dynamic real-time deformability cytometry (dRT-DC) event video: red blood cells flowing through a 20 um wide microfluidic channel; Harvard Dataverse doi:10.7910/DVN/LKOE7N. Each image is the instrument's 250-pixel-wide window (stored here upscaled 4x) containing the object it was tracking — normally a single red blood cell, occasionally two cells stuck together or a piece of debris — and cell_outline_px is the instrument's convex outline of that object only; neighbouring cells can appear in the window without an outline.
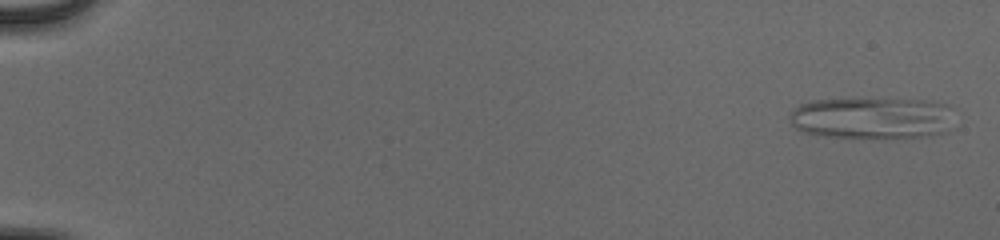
{"species": "human", "species_latin": "Homo sapiens", "temperature_condition": "cold", "stored_images_in_passage": 53, "camera_frame_rate_fps": 3000, "um_per_image_px": 0.085, "donor": {"sex": "male"}, "frame": {"image": 1, "passage_image": 2, "time_ms": 0.333, "image_size_px": [1000, 240], "cell_outline_px": [[956, 128], [948, 132], [932, 136], [824, 136], [804, 132], [796, 128], [788, 120], [792, 112], [800, 104], [816, 100], [924, 100], [948, 104]], "centroid_in_image_um": [74.22, 10.03], "position_along_channel_um": 10.8, "area_um2": 39.36}}
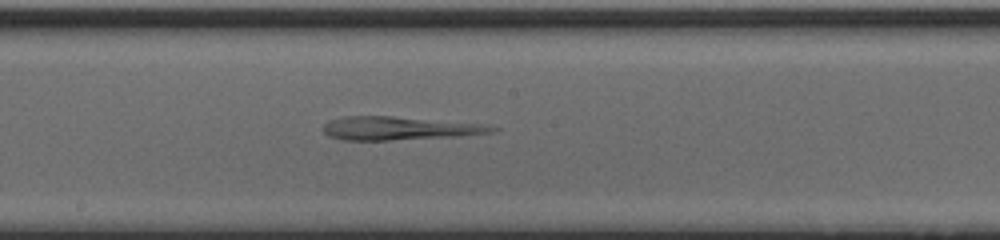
{"frame": {"image": 2, "passage_image": 31, "time_ms": 10.0, "image_size_px": [1000, 240], "cell_outline_px": [[500, 128], [496, 132], [460, 136], [388, 140], [344, 140], [328, 136], [320, 128], [328, 120], [340, 116], [392, 116], [480, 124]], "centroid_in_image_um": [33.85, 10.9], "position_along_channel_um": 214.3, "area_um2": 23.0}}
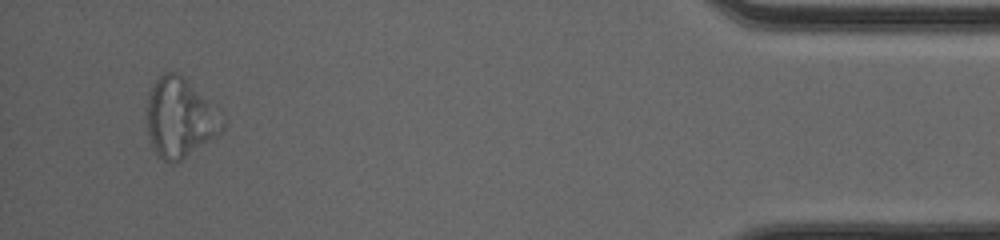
{"frame": {"image": 3, "passage_image": 51, "time_ms": 16.667, "image_size_px": [1000, 240], "cell_outline_px": [[224, 128], [216, 136], [180, 160], [172, 164], [164, 160], [156, 152], [152, 144], [148, 132], [148, 92], [156, 80], [164, 72], [176, 72], [216, 104], [224, 112]], "centroid_in_image_um": [15.35, 9.99], "position_along_channel_um": 419.8, "area_um2": 34.85}}